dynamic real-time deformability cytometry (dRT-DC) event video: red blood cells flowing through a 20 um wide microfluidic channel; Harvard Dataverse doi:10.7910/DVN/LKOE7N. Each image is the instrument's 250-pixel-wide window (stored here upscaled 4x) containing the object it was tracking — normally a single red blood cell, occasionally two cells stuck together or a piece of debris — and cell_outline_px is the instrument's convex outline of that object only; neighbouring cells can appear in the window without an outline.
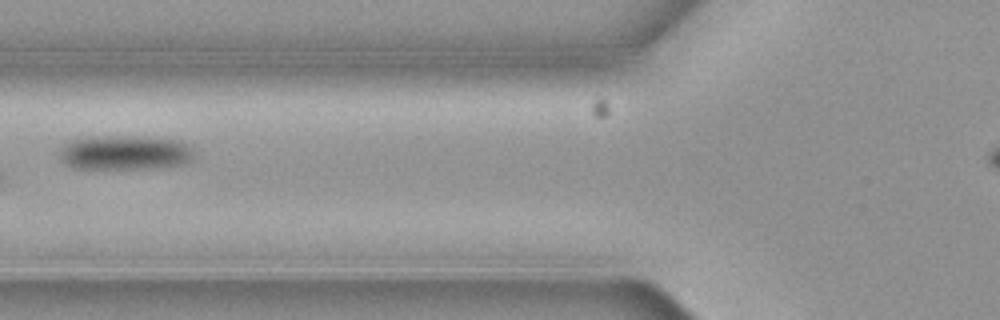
{"species": "common noctule bat (a hibernating species)", "species_latin": "Nyctalus noctula", "temperature_condition": "cold", "stored_images_in_passage": 8, "camera_frame_rate_fps": 3000, "um_per_image_px": 0.085, "animal": {"sex": "female", "body_mass_g": 19.3, "forearm_length_mm": 54.1}, "frame": {"image": 1, "passage_image": 7, "time_ms": 2.0, "image_size_px": [1000, 320], "cell_outline_px": [[196, 156], [192, 160], [184, 164], [156, 168], [76, 168], [64, 164], [60, 160], [60, 148], [64, 144], [72, 140], [84, 136], [136, 136], [180, 140], [192, 144]], "centroid_in_image_um": [10.67, 12.95], "position_along_channel_um": 115.1, "area_um2": 27.69}}
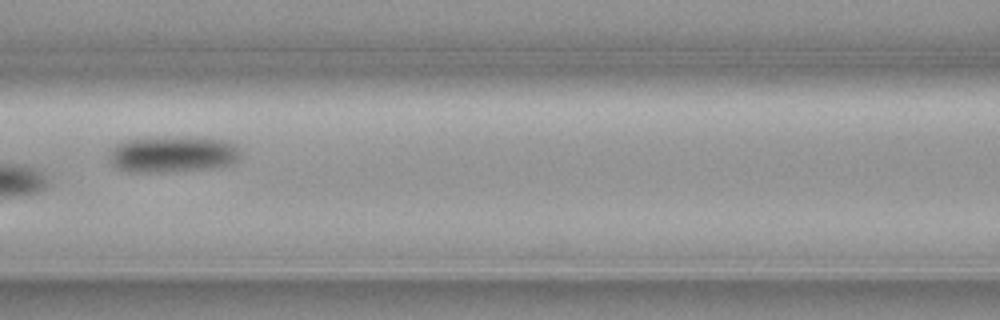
{"frame": {"image": 2, "passage_image": 8, "time_ms": 2.333, "image_size_px": [1000, 320], "cell_outline_px": [[244, 156], [228, 164], [212, 168], [160, 172], [128, 172], [116, 168], [108, 160], [108, 152], [116, 144], [124, 140], [148, 136], [164, 136], [224, 140], [232, 144]], "centroid_in_image_um": [14.57, 13.1], "position_along_channel_um": 152.0, "area_um2": 28.09}}